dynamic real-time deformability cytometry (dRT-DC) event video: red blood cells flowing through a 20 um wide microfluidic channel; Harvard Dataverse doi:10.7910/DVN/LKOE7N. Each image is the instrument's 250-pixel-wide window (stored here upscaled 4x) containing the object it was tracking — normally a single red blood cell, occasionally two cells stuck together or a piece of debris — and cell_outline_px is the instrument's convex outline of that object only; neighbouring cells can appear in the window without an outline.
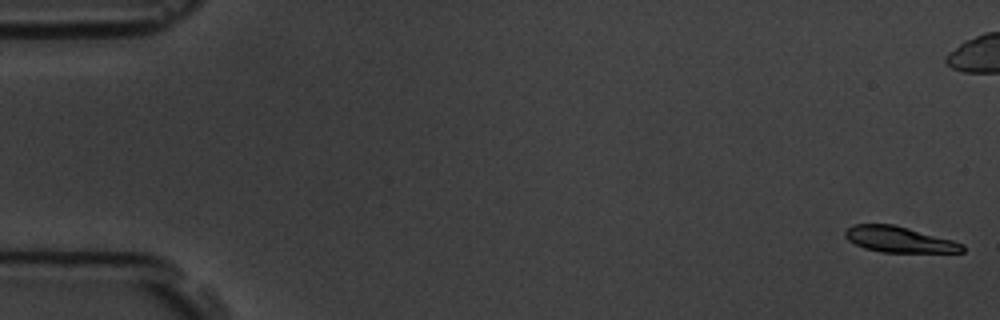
{"species": "common noctule bat (a hibernating species)", "species_latin": "Nyctalus noctula", "temperature_condition": "room temperature", "stored_images_in_passage": 12, "camera_frame_rate_fps": 3000, "um_per_image_px": 0.085, "animal": {"sex": "male", "body_mass_g": 19.5, "forearm_length_mm": 54.6}, "frame": {"image": 1, "passage_image": 1, "time_ms": 0.0, "image_size_px": [1000, 320], "cell_outline_px": [[964, 252], [880, 252], [864, 248], [848, 240], [844, 236], [844, 232], [852, 224], [892, 224], [908, 228], [952, 240], [964, 244]], "centroid_in_image_um": [76.4, 20.35], "position_along_channel_um": 8.6, "area_um2": 17.51}}
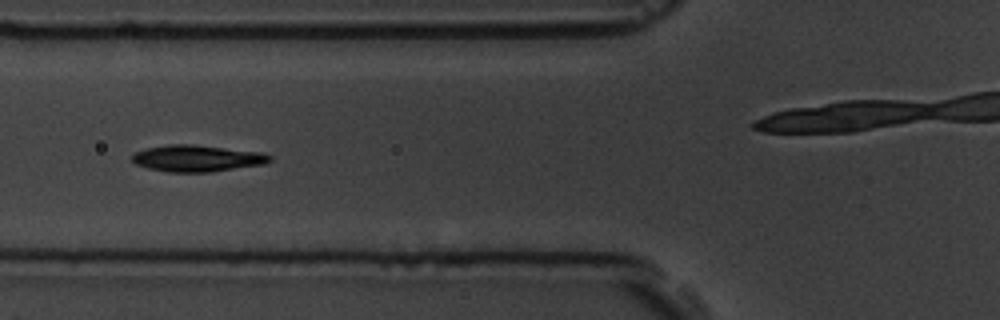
{"frame": {"image": 2, "passage_image": 6, "time_ms": 6.667, "image_size_px": [1000, 320], "cell_outline_px": [[272, 160], [264, 164], [212, 172], [168, 172], [148, 168], [136, 164], [132, 160], [132, 156], [136, 152], [148, 148], [168, 144], [192, 144], [260, 152], [272, 156]], "centroid_in_image_um": [16.77, 13.46], "position_along_channel_um": 109.0, "area_um2": 21.21}}
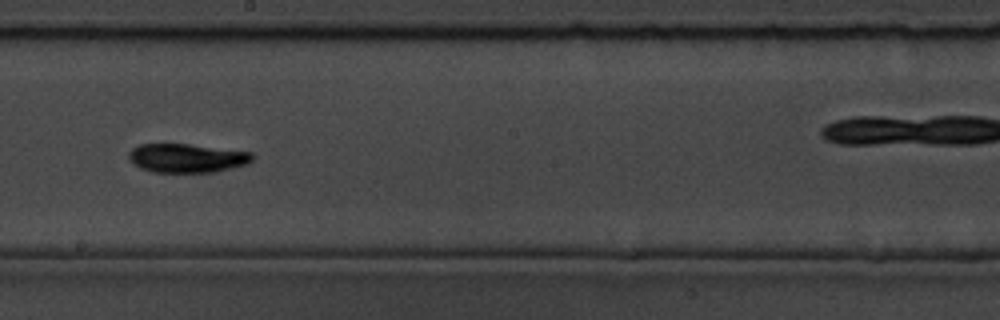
{"frame": {"image": 3, "passage_image": 9, "time_ms": 10.0, "image_size_px": [1000, 320], "cell_outline_px": [[256, 156], [248, 164], [216, 172], [152, 172], [140, 168], [128, 156], [128, 152], [132, 148], [140, 144], [188, 144], [252, 152]], "centroid_in_image_um": [15.93, 13.44], "position_along_channel_um": 232.3, "area_um2": 20.81}}